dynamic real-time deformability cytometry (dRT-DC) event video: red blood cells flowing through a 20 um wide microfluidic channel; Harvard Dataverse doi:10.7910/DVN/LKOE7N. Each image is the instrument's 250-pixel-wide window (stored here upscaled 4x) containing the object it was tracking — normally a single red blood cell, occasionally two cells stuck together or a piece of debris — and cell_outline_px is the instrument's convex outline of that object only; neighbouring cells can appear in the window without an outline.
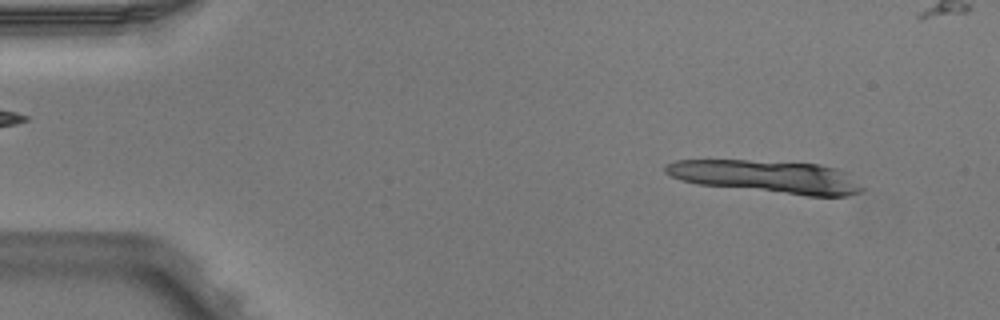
{"species": "Egyptian fruit bat (a non-hibernating species)", "species_latin": "Rousettus aegyptiacus", "temperature_condition": "warm", "stored_images_in_passage": 4, "segment_of_instrument_passage": [1, 2], "camera_frame_rate_fps": 3000, "um_per_image_px": 0.085, "animal": {"sex": "male"}, "frame": {"image": 1, "passage_image": 1, "time_ms": 0.0, "image_size_px": [1000, 320], "cell_outline_px": [[864, 192], [848, 196], [808, 196], [696, 184], [680, 180], [664, 172], [664, 164], [676, 160], [748, 160], [816, 164], [836, 168], [844, 172], [864, 188]], "centroid_in_image_um": [65.14, 15.02], "position_along_channel_um": 19.9, "area_um2": 37.51}}